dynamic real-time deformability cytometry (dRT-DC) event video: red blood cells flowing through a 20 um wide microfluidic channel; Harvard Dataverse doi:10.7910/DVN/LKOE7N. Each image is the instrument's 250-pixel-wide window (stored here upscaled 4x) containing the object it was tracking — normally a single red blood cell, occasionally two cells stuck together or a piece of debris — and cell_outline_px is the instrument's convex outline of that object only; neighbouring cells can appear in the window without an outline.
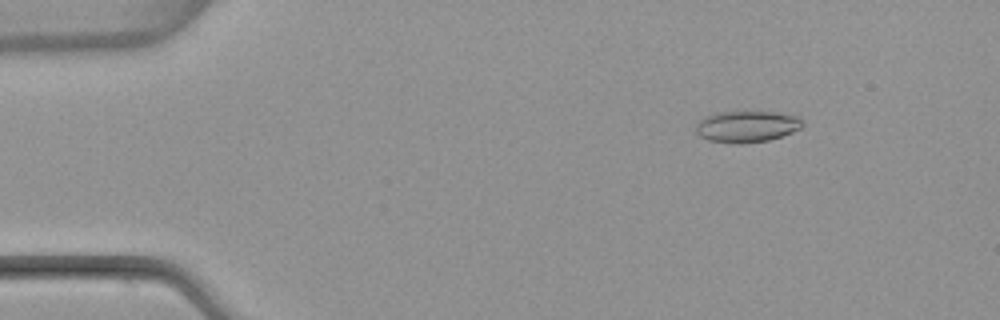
{"species": "common noctule bat (a hibernating species)", "species_latin": "Nyctalus noctula", "temperature_condition": "warm", "stored_images_in_passage": 4, "camera_frame_rate_fps": 3000, "um_per_image_px": 0.085, "animal": {"sex": "female", "body_mass_g": 22.7, "forearm_length_mm": 54.2}, "frame": {"image": 1, "passage_image": 2, "time_ms": 1.0, "image_size_px": [1000, 320], "cell_outline_px": [[804, 124], [800, 128], [792, 132], [768, 140], [740, 144], [708, 140], [700, 136], [696, 132], [696, 124], [704, 116], [716, 112], [772, 112], [796, 116], [804, 120]], "centroid_in_image_um": [63.46, 10.75], "position_along_channel_um": 21.5, "area_um2": 19.42}}
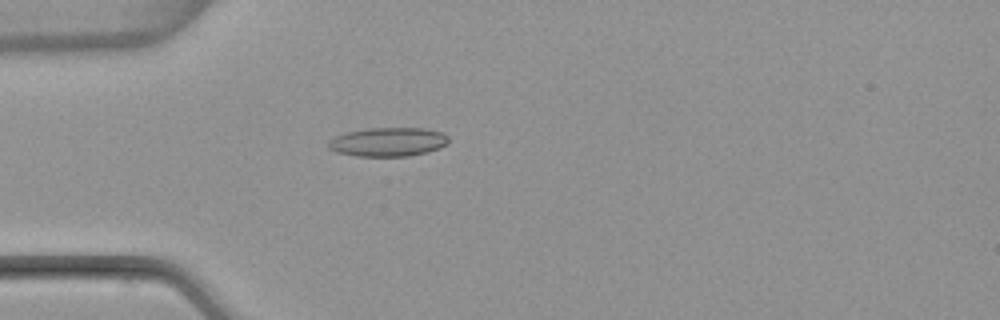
{"frame": {"image": 2, "passage_image": 4, "time_ms": 3.667, "image_size_px": [1000, 320], "cell_outline_px": [[448, 144], [440, 148], [428, 152], [408, 156], [356, 156], [336, 152], [328, 148], [328, 140], [344, 132], [368, 128], [424, 128], [444, 132], [448, 136]], "centroid_in_image_um": [33.0, 12.06], "position_along_channel_um": 52.0, "area_um2": 20.52}}